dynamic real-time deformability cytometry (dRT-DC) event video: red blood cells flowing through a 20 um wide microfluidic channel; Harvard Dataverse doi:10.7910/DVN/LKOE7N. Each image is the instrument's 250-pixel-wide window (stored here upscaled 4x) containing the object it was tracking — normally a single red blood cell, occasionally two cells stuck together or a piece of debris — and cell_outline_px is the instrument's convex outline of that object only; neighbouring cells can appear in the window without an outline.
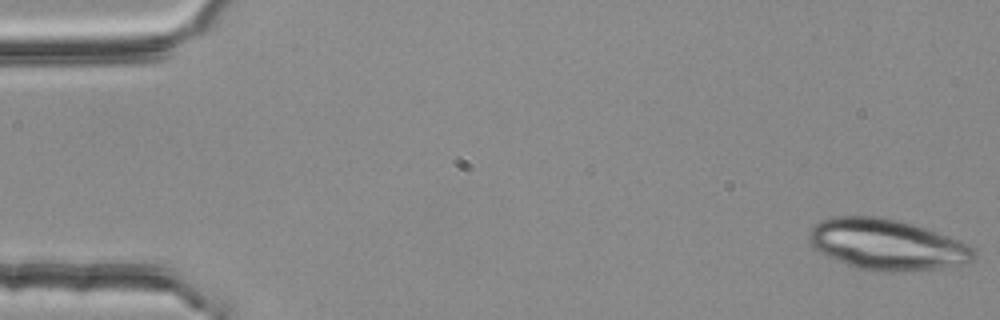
{"species": "common noctule bat (a hibernating species)", "species_latin": "Nyctalus noctula", "temperature_condition": "room temperature", "stored_images_in_passage": 5, "camera_frame_rate_fps": 3000, "um_per_image_px": 0.085, "animal": {"sex": "female", "body_mass_g": 25.1}, "frame": {"image": 1, "passage_image": 1, "time_ms": 0.0, "image_size_px": [1000, 320], "cell_outline_px": [[976, 256], [968, 264], [940, 268], [860, 268], [824, 256], [812, 244], [808, 236], [808, 232], [820, 220], [832, 216], [880, 216], [928, 228], [960, 240], [968, 244], [976, 252]], "centroid_in_image_um": [75.4, 20.72], "position_along_channel_um": 9.6, "area_um2": 47.69}}